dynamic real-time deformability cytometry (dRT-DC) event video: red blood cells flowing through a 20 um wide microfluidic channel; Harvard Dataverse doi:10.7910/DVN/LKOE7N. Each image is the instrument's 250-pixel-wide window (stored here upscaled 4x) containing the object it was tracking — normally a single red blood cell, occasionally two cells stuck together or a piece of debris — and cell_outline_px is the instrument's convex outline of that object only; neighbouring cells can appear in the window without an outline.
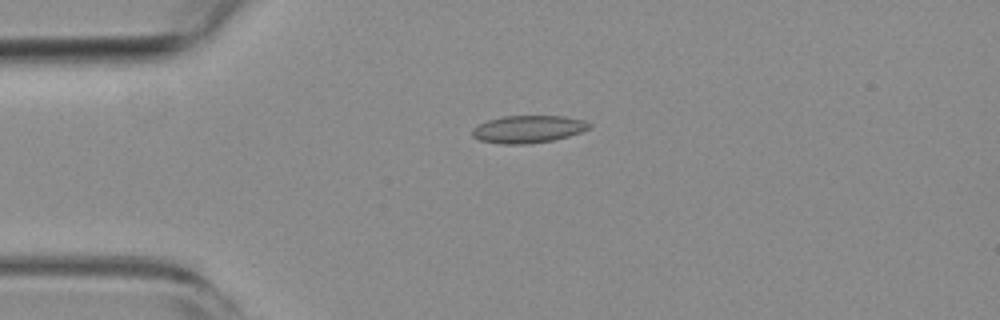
{"species": "common noctule bat (a hibernating species)", "species_latin": "Nyctalus noctula", "temperature_condition": "room temperature", "stored_images_in_passage": 43, "camera_frame_rate_fps": 3000, "um_per_image_px": 0.085, "animal": {"sex": "female", "body_mass_g": 19.3, "forearm_length_mm": 54.1}, "frame": {"image": 1, "passage_image": 2, "time_ms": 0.333, "image_size_px": [1000, 320], "cell_outline_px": [[592, 124], [588, 128], [580, 132], [568, 136], [552, 140], [528, 144], [500, 144], [480, 140], [472, 136], [472, 128], [488, 120], [504, 116], [564, 116], [584, 120]], "centroid_in_image_um": [44.88, 10.98], "position_along_channel_um": 40.1, "area_um2": 18.61}}
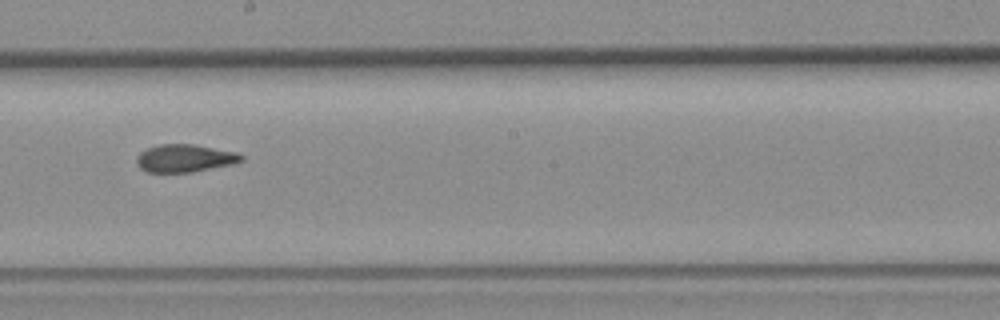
{"frame": {"image": 2, "passage_image": 19, "time_ms": 6.0, "image_size_px": [1000, 320], "cell_outline_px": [[244, 160], [236, 164], [192, 172], [144, 172], [140, 168], [136, 160], [136, 156], [140, 152], [148, 148], [160, 144], [192, 144], [236, 152], [244, 156]], "centroid_in_image_um": [15.73, 13.46], "position_along_channel_um": 232.5, "area_um2": 17.05}}
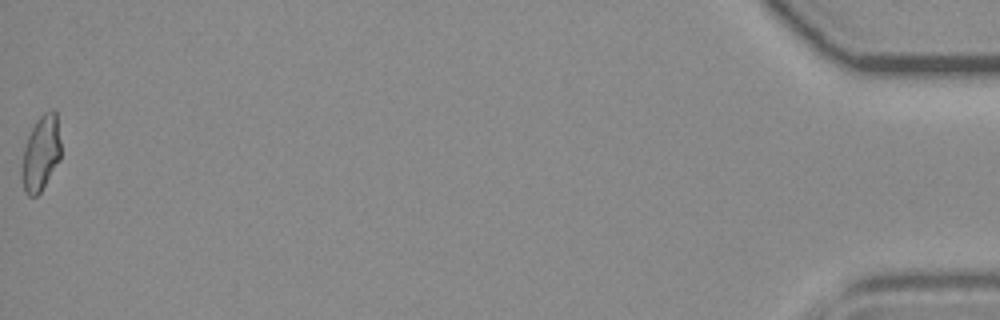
{"frame": {"image": 3, "passage_image": 43, "time_ms": 14.0, "image_size_px": [1000, 320], "cell_outline_px": [[60, 160], [40, 192], [36, 196], [28, 196], [24, 192], [20, 176], [20, 168], [24, 148], [28, 136], [36, 120], [44, 112], [52, 108], [56, 112], [60, 140]], "centroid_in_image_um": [3.45, 13.04], "position_along_channel_um": 431.8, "area_um2": 17.34}, "authors_computed_cell_mechanics": {"area_um2": 17.2822, "velocity_mm_per_s": 3.8335, "shape_relaxation_time_tau1_ms": null, "shape_relaxation_time_tau2_ms": 2.2196, "deformation_change_tau1": null, "deformation_change_tau2": 0.0707}}